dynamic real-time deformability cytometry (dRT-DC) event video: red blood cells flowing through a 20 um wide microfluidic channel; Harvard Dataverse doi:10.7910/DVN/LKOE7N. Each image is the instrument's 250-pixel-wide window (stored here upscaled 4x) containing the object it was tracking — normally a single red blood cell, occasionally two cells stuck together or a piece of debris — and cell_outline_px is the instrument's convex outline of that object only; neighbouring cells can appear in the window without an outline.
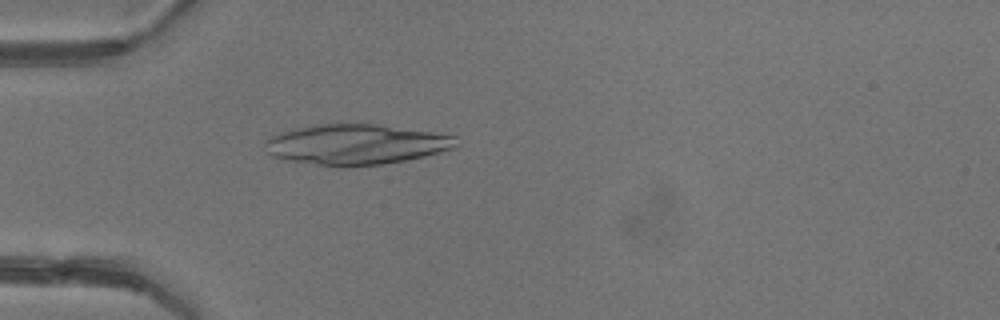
{"species": "common noctule bat (a hibernating species)", "species_latin": "Nyctalus noctula", "temperature_condition": "warm", "stored_images_in_passage": 4, "camera_frame_rate_fps": 3000, "um_per_image_px": 0.085, "animal": {"sex": "female"}, "frame": {"image": 1, "passage_image": 4, "time_ms": 3.667, "image_size_px": [1000, 320], "cell_outline_px": [[460, 144], [452, 148], [440, 152], [424, 156], [384, 164], [344, 168], [284, 160], [272, 156], [268, 152], [264, 144], [264, 140], [280, 132], [296, 128], [324, 124], [380, 124], [432, 132], [456, 136]], "centroid_in_image_um": [30.25, 12.29], "position_along_channel_um": 54.7, "area_um2": 45.2}}